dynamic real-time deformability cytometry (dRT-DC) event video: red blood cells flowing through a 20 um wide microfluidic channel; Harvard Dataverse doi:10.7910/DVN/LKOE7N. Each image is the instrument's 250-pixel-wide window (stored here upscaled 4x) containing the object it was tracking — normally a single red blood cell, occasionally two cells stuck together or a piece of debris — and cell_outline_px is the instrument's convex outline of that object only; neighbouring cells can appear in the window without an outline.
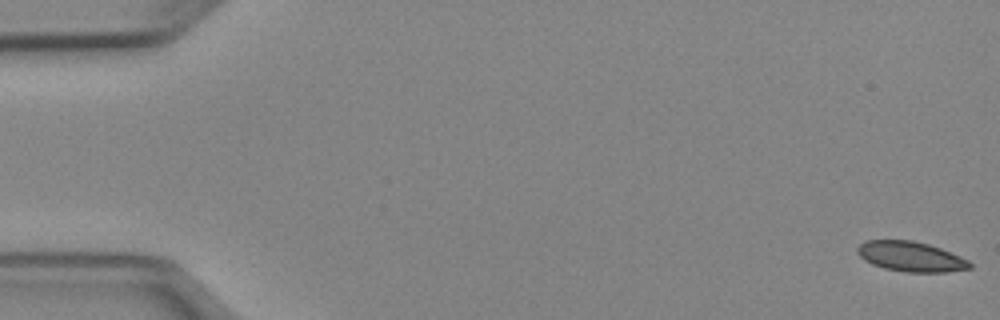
{"species": "Egyptian fruit bat (a non-hibernating species)", "species_latin": "Rousettus aegyptiacus", "temperature_condition": "cold", "stored_images_in_passage": 10, "camera_frame_rate_fps": 3000, "um_per_image_px": 0.085, "animal": {"sex": "female"}, "frame": {"image": 1, "passage_image": 1, "time_ms": 0.0, "image_size_px": [1000, 320], "cell_outline_px": [[972, 268], [948, 272], [904, 272], [884, 268], [872, 264], [864, 260], [856, 252], [856, 248], [864, 240], [912, 240], [928, 244], [940, 248], [960, 256], [968, 260], [972, 264]], "centroid_in_image_um": [77.4, 21.81], "position_along_channel_um": 7.6, "area_um2": 19.77}}